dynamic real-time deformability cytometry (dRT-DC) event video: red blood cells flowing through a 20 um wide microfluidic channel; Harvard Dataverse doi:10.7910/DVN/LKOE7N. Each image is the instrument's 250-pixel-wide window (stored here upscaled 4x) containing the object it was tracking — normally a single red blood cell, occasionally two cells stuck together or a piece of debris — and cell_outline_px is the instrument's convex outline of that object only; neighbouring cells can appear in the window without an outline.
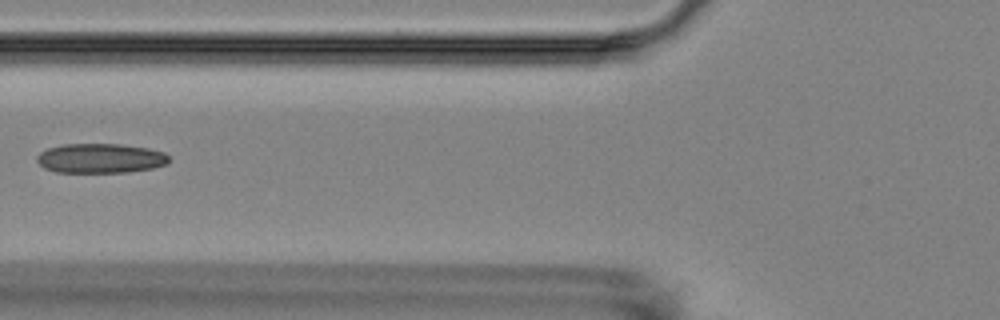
{"species": "Egyptian fruit bat (a non-hibernating species)", "species_latin": "Rousettus aegyptiacus", "temperature_condition": "room temperature", "stored_images_in_passage": 7, "camera_frame_rate_fps": 3000, "um_per_image_px": 0.085, "animal": {"sex": "female"}, "frame": {"image": 1, "passage_image": 6, "time_ms": 6.667, "image_size_px": [1000, 320], "cell_outline_px": [[168, 164], [152, 168], [128, 172], [56, 172], [44, 168], [36, 160], [36, 156], [40, 152], [48, 148], [64, 144], [120, 144], [148, 148], [164, 152], [168, 156]], "centroid_in_image_um": [8.53, 13.45], "position_along_channel_um": 117.3, "area_um2": 22.77}}